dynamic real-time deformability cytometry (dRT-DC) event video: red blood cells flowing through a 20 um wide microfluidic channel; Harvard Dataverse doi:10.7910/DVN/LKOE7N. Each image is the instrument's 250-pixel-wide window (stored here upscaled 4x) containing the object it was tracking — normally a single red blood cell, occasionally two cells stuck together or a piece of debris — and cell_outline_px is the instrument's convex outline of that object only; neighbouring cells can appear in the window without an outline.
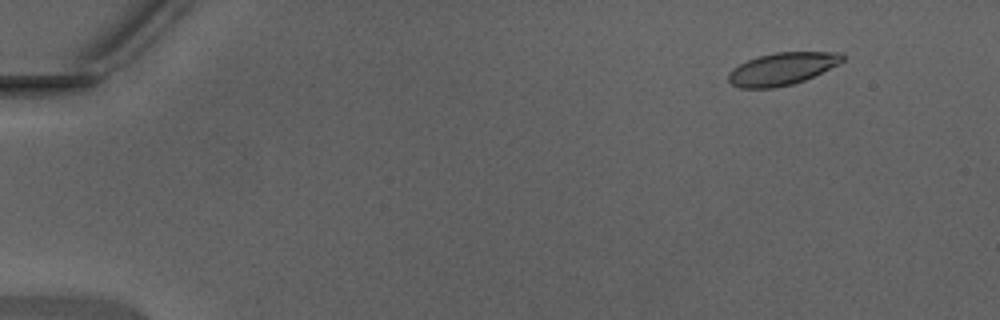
{"species": "Egyptian fruit bat (a non-hibernating species)", "species_latin": "Rousettus aegyptiacus", "temperature_condition": "warm", "stored_images_in_passage": 49, "camera_frame_rate_fps": 3000, "um_per_image_px": 0.085, "animal": {"sex": "male"}, "frame": {"image": 1, "passage_image": 6, "time_ms": 1.667, "image_size_px": [1000, 320], "cell_outline_px": [[844, 60], [840, 64], [804, 80], [792, 84], [772, 88], [740, 88], [732, 84], [728, 80], [728, 72], [732, 68], [748, 60], [760, 56], [776, 52], [840, 52], [844, 56]], "centroid_in_image_um": [66.48, 5.85], "position_along_channel_um": 18.5, "area_um2": 21.44}}
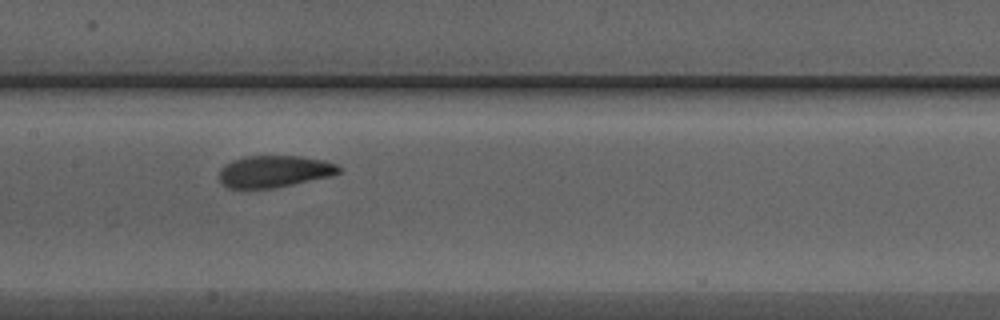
{"frame": {"image": 2, "passage_image": 26, "time_ms": 8.333, "image_size_px": [1000, 320], "cell_outline_px": [[340, 172], [332, 176], [276, 188], [228, 188], [220, 180], [220, 168], [224, 164], [232, 160], [244, 156], [300, 156], [324, 160], [336, 164], [340, 168]], "centroid_in_image_um": [23.32, 14.57], "position_along_channel_um": 184.1, "area_um2": 22.31}}
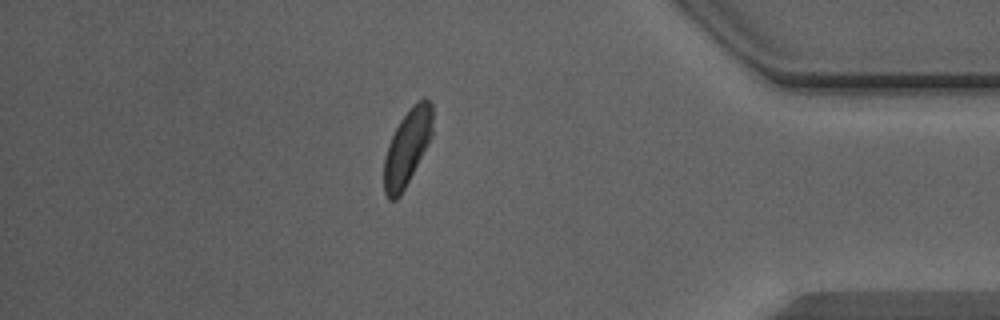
{"frame": {"image": 3, "passage_image": 43, "time_ms": 14.0, "image_size_px": [1000, 320], "cell_outline_px": [[432, 136], [428, 144], [400, 196], [396, 200], [388, 200], [384, 192], [384, 156], [388, 144], [400, 120], [408, 108], [416, 100], [424, 96], [432, 104]], "centroid_in_image_um": [34.61, 12.49], "position_along_channel_um": 400.6, "area_um2": 21.56}, "authors_computed_cell_mechanics": {"area_um2": 22.3108, "velocity_mm_per_s": 4.3632, "shape_relaxation_time_tau1_ms": 2.371, "shape_relaxation_time_tau2_ms": 1.2563, "deformation_change_tau1": 0.119, "deformation_change_tau2": 0.0673}}